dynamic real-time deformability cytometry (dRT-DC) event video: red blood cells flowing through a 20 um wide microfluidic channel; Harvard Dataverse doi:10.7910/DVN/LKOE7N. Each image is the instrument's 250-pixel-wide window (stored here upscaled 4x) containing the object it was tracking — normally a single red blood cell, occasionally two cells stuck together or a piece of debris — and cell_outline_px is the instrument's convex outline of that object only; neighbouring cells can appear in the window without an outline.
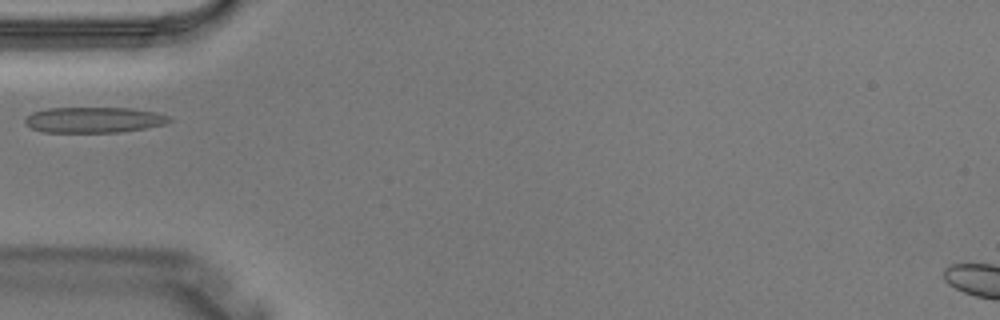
{"species": "Egyptian fruit bat (a non-hibernating species)", "species_latin": "Rousettus aegyptiacus", "temperature_condition": "warm", "stored_images_in_passage": 3, "camera_frame_rate_fps": 3000, "um_per_image_px": 0.085, "animal": {"sex": "male"}, "frame": {"image": 1, "passage_image": 3, "time_ms": 0.667, "image_size_px": [1000, 320], "cell_outline_px": [[172, 120], [164, 124], [144, 128], [120, 132], [44, 132], [32, 128], [24, 124], [24, 120], [32, 112], [48, 108], [132, 108], [156, 112], [168, 116]], "centroid_in_image_um": [7.96, 10.18], "position_along_channel_um": 77.0, "area_um2": 21.5}}